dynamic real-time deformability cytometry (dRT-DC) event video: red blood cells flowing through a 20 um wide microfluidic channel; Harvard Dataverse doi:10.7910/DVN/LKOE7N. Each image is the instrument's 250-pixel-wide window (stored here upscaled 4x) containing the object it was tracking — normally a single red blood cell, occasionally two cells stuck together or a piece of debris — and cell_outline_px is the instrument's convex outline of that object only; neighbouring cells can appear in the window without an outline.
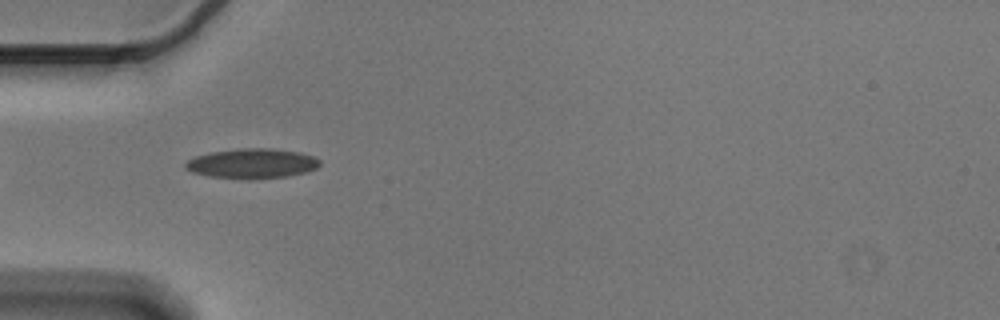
{"species": "Egyptian fruit bat (a non-hibernating species)", "species_latin": "Rousettus aegyptiacus", "temperature_condition": "cold", "stored_images_in_passage": 40, "camera_frame_rate_fps": 3000, "um_per_image_px": 0.085, "animal": {"sex": "male"}, "frame": {"image": 1, "passage_image": 2, "time_ms": 0.333, "image_size_px": [1000, 320], "cell_outline_px": [[320, 164], [316, 168], [304, 172], [288, 176], [248, 180], [208, 176], [192, 172], [184, 168], [184, 164], [188, 160], [196, 156], [212, 152], [240, 148], [272, 148], [300, 152], [312, 156], [320, 160]], "centroid_in_image_um": [21.41, 13.9], "position_along_channel_um": 63.6, "area_um2": 23.47}}
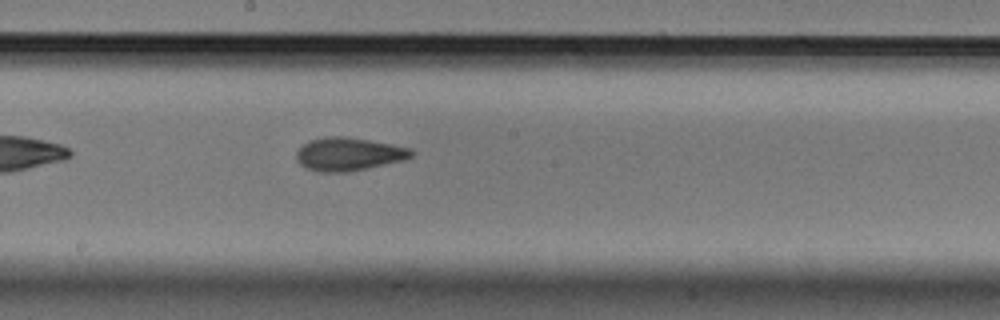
{"frame": {"image": 2, "passage_image": 15, "time_ms": 4.667, "image_size_px": [1000, 320], "cell_outline_px": [[416, 152], [412, 156], [404, 160], [348, 172], [316, 172], [304, 168], [296, 160], [296, 152], [308, 140], [328, 136], [344, 136], [392, 144], [412, 148]], "centroid_in_image_um": [29.62, 13.1], "position_along_channel_um": 218.6, "area_um2": 22.43}}
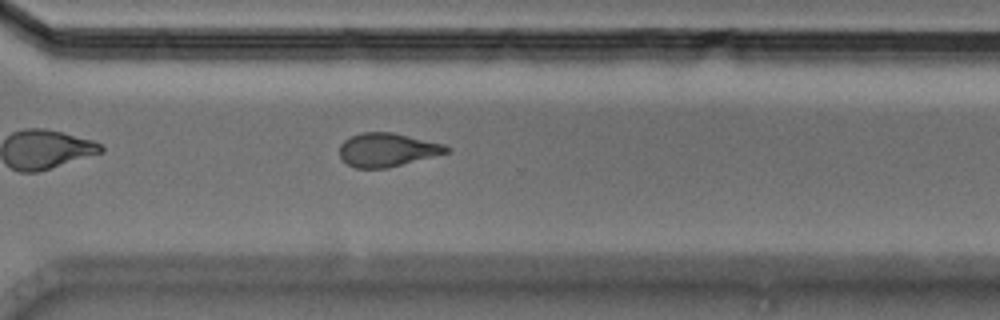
{"frame": {"image": 3, "passage_image": 25, "time_ms": 8.0, "image_size_px": [1000, 320], "cell_outline_px": [[452, 148], [448, 152], [388, 168], [356, 168], [348, 164], [340, 156], [340, 144], [344, 140], [352, 136], [364, 132], [392, 132], [444, 144]], "centroid_in_image_um": [32.91, 12.73], "position_along_channel_um": 337.7, "area_um2": 20.69}, "authors_computed_cell_mechanics": {"area_um2": 21.3571, "velocity_mm_per_s": 3.5846, "shape_relaxation_time_tau1_ms": 7.1487, "shape_relaxation_time_tau2_ms": 2.5985, "deformation_change_tau1": 0.1717, "deformation_change_tau2": 0.087}}